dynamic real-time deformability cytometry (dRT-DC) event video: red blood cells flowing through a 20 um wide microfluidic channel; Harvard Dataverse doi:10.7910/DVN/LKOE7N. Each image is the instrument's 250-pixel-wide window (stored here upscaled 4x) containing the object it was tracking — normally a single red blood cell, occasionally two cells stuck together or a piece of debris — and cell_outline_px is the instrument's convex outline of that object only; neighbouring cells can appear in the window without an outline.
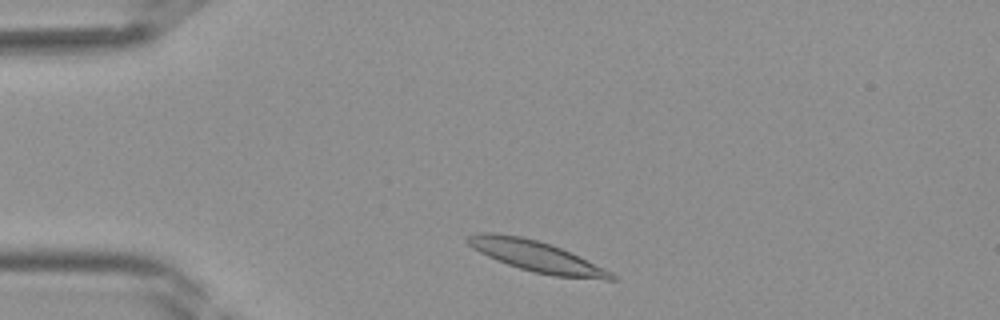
{"species": "Egyptian fruit bat (a non-hibernating species)", "species_latin": "Rousettus aegyptiacus", "temperature_condition": "room temperature", "stored_images_in_passage": 34, "camera_frame_rate_fps": 3000, "um_per_image_px": 0.085, "frame": {"image": 1, "passage_image": 2, "time_ms": 0.333, "image_size_px": [1000, 320], "cell_outline_px": [[616, 280], [604, 280], [552, 276], [532, 272], [496, 260], [480, 252], [468, 244], [464, 240], [468, 236], [480, 232], [492, 232], [520, 236], [552, 244], [580, 256], [612, 272], [616, 276]], "centroid_in_image_um": [45.63, 21.8], "position_along_channel_um": 39.4, "area_um2": 25.95}}
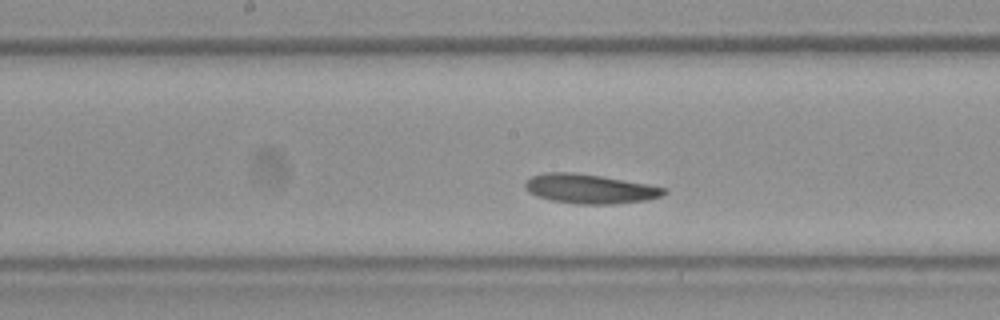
{"frame": {"image": 2, "passage_image": 14, "time_ms": 4.333, "image_size_px": [1000, 320], "cell_outline_px": [[668, 192], [660, 196], [648, 200], [612, 204], [580, 204], [552, 200], [536, 196], [528, 192], [524, 188], [524, 184], [532, 176], [544, 172], [576, 172], [648, 184], [668, 188]], "centroid_in_image_um": [50.14, 16.04], "position_along_channel_um": 198.1, "area_um2": 23.81}}
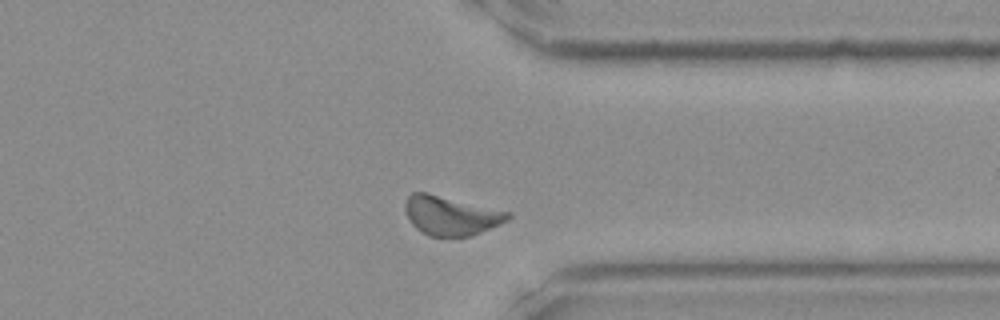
{"frame": {"image": 3, "passage_image": 25, "time_ms": 8.0, "image_size_px": [1000, 320], "cell_outline_px": [[512, 216], [508, 220], [468, 236], [428, 236], [420, 232], [412, 224], [404, 208], [404, 204], [408, 196], [412, 192], [424, 192], [512, 212]], "centroid_in_image_um": [38.3, 18.31], "position_along_channel_um": 373.1, "area_um2": 23.12}}